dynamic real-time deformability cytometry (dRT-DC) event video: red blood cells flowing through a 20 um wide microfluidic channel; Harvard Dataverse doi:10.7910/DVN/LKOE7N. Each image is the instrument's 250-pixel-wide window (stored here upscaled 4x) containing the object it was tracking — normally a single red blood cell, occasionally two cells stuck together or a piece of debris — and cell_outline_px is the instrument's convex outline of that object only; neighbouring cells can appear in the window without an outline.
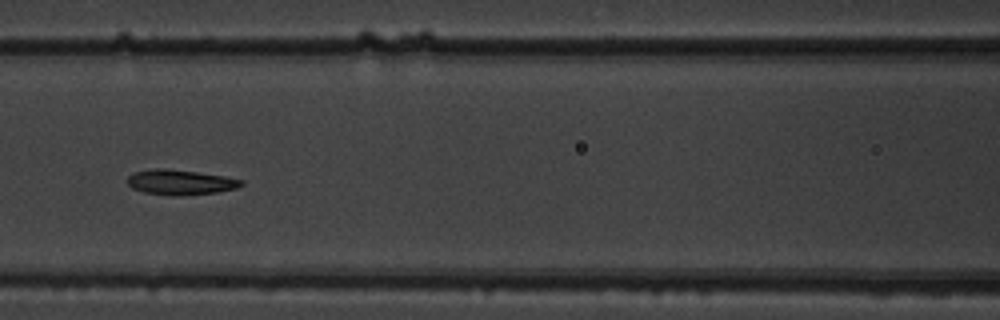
{"species": "common noctule bat (a hibernating species)", "species_latin": "Nyctalus noctula", "temperature_condition": "warm", "stored_images_in_passage": 9, "camera_frame_rate_fps": 3000, "um_per_image_px": 0.085, "animal": {"sex": "male", "body_mass_g": 19.5, "forearm_length_mm": 54.6}, "frame": {"image": 1, "passage_image": 6, "time_ms": 1.667, "image_size_px": [1000, 320], "cell_outline_px": [[244, 184], [236, 188], [216, 192], [176, 196], [172, 196], [144, 192], [132, 188], [128, 184], [128, 176], [132, 172], [156, 168], [164, 168], [196, 172], [224, 176], [244, 180]], "centroid_in_image_um": [15.31, 15.49], "position_along_channel_um": 151.3, "area_um2": 16.59}}
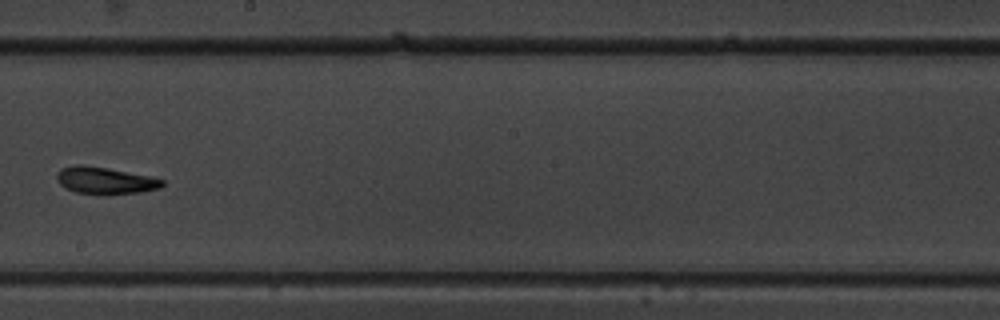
{"frame": {"image": 2, "passage_image": 8, "time_ms": 2.333, "image_size_px": [1000, 320], "cell_outline_px": [[164, 184], [160, 188], [140, 192], [104, 196], [76, 192], [64, 188], [56, 180], [56, 172], [60, 168], [72, 164], [80, 164], [108, 168], [152, 176], [164, 180]], "centroid_in_image_um": [8.9, 15.35], "position_along_channel_um": 239.3, "area_um2": 17.17}}
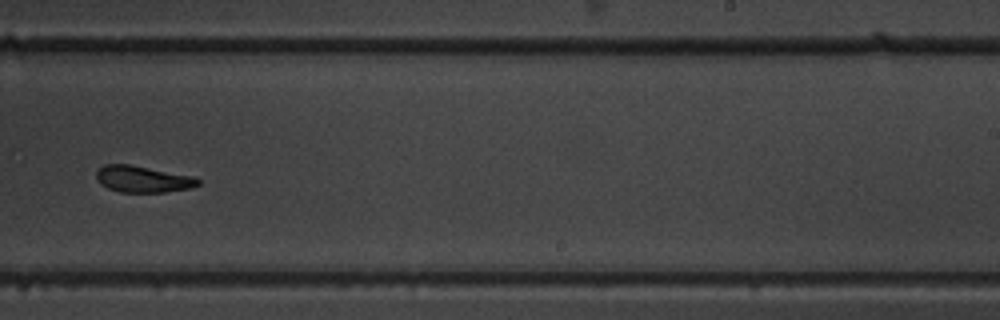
{"frame": {"image": 3, "passage_image": 9, "time_ms": 2.667, "image_size_px": [1000, 320], "cell_outline_px": [[200, 184], [188, 188], [164, 192], [120, 192], [108, 188], [100, 184], [96, 180], [96, 172], [104, 164], [128, 164], [192, 176], [200, 180]], "centroid_in_image_um": [12.09, 15.23], "position_along_channel_um": 276.9, "area_um2": 15.55}}